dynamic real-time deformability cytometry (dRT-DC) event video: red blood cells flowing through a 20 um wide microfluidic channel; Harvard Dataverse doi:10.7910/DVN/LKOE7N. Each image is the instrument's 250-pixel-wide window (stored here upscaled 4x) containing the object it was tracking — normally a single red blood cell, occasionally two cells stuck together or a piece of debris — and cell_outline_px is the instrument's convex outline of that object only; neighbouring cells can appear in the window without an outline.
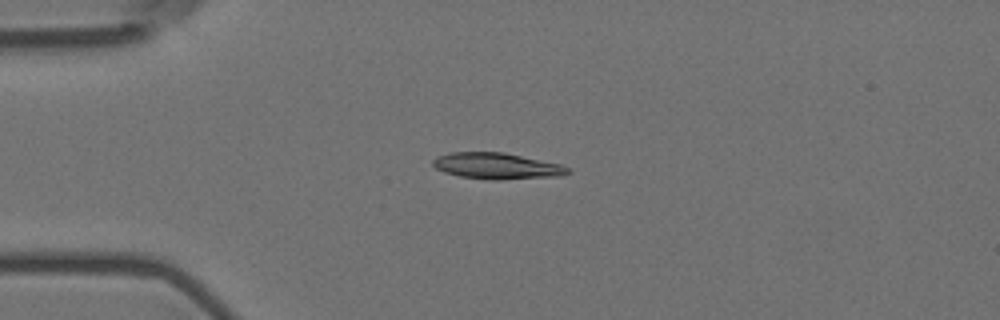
{"species": "Egyptian fruit bat (a non-hibernating species)", "species_latin": "Rousettus aegyptiacus", "temperature_condition": "room temperature", "stored_images_in_passage": 7, "camera_frame_rate_fps": 3000, "um_per_image_px": 0.085, "animal": {"sex": "female"}, "frame": {"image": 1, "passage_image": 4, "time_ms": 1.0, "image_size_px": [1000, 320], "cell_outline_px": [[572, 172], [560, 176], [500, 180], [492, 180], [460, 176], [444, 172], [436, 168], [432, 164], [432, 160], [448, 152], [504, 152], [560, 164], [568, 168]], "centroid_in_image_um": [42.24, 14.11], "position_along_channel_um": 42.8, "area_um2": 20.58}}
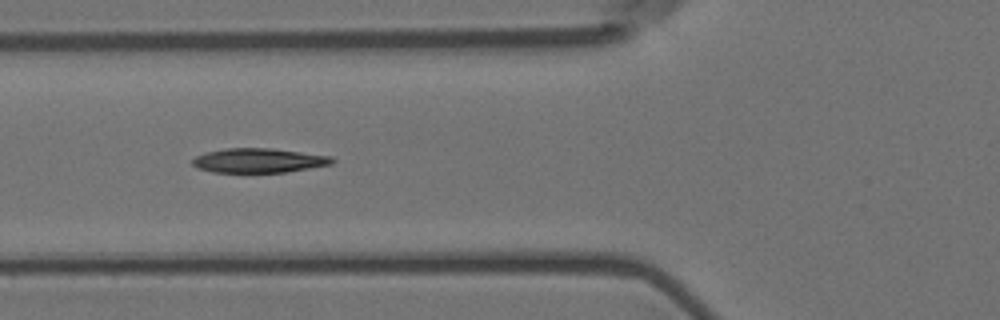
{"frame": {"image": 2, "passage_image": 6, "time_ms": 1.667, "image_size_px": [1000, 320], "cell_outline_px": [[336, 160], [332, 164], [284, 172], [212, 172], [196, 168], [192, 164], [192, 160], [196, 156], [208, 152], [228, 148], [272, 148], [332, 156]], "centroid_in_image_um": [22.0, 13.64], "position_along_channel_um": 103.8, "area_um2": 19.77}}
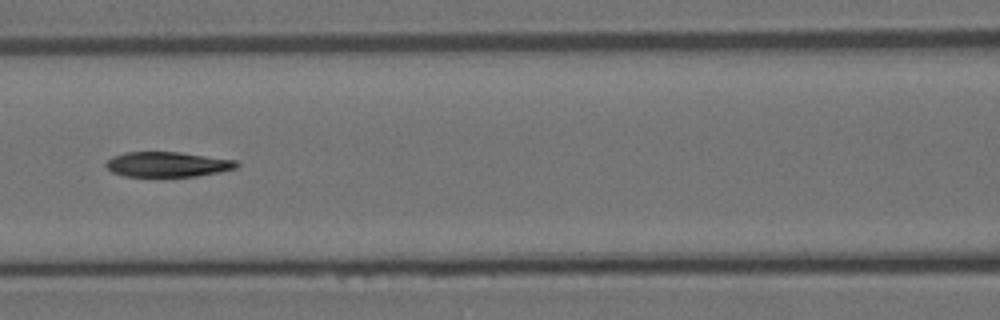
{"frame": {"image": 3, "passage_image": 7, "time_ms": 2.0, "image_size_px": [1000, 320], "cell_outline_px": [[240, 164], [236, 168], [196, 176], [124, 176], [112, 172], [104, 164], [112, 156], [124, 152], [180, 152], [236, 160]], "centroid_in_image_um": [14.21, 13.96], "position_along_channel_um": 152.4, "area_um2": 18.96}}